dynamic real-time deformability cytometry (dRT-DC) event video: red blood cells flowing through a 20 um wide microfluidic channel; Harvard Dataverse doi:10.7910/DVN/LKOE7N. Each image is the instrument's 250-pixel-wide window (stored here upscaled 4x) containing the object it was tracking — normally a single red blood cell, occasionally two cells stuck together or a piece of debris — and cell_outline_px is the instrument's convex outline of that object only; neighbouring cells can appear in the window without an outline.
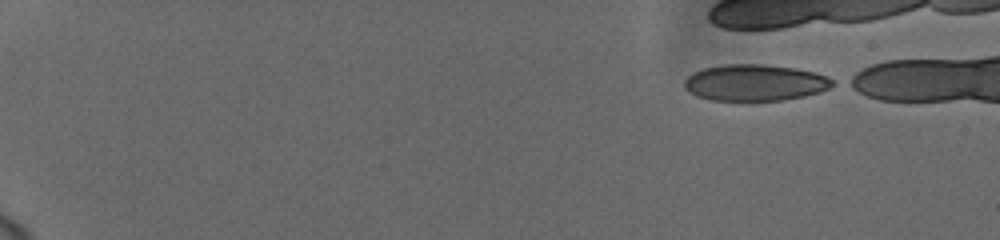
{"species": "human", "species_latin": "Homo sapiens", "temperature_condition": "cold", "stored_images_in_passage": 10, "camera_frame_rate_fps": 3000, "um_per_image_px": 0.085, "donor": {"sex": "female"}, "frame": {"image": 1, "passage_image": 1, "time_ms": 0.0, "image_size_px": [1000, 240], "cell_outline_px": [[836, 84], [820, 92], [804, 96], [784, 100], [712, 100], [696, 96], [684, 88], [684, 80], [692, 72], [704, 68], [724, 64], [764, 64], [796, 68], [816, 72], [828, 76], [836, 80]], "centroid_in_image_um": [64.2, 7.01], "position_along_channel_um": 20.8, "area_um2": 31.73}}